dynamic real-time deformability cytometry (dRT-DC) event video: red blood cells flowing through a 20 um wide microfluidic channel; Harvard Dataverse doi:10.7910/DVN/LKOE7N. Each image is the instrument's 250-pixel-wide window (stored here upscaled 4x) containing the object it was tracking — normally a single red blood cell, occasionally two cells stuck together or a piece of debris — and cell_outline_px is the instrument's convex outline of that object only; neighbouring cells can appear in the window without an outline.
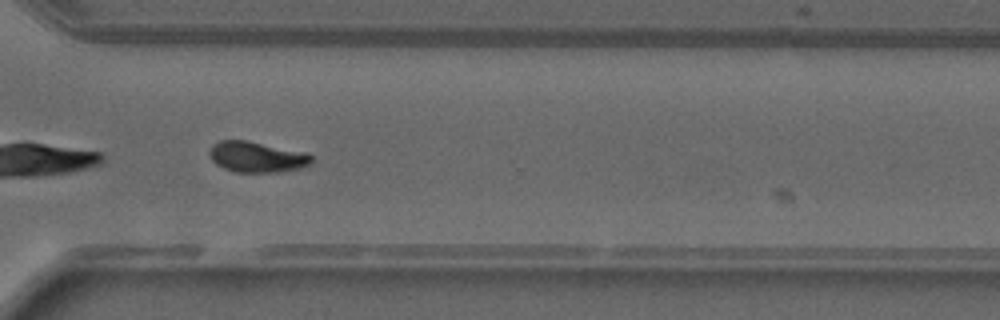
{"species": "common noctule bat (a hibernating species)", "species_latin": "Nyctalus noctula", "temperature_condition": "warm", "stored_images_in_passage": 41, "camera_frame_rate_fps": 3000, "um_per_image_px": 0.085, "animal": {"sex": "male", "forearm_length_mm": 52.5}, "frame": {"image": 1, "passage_image": 30, "time_ms": 9.667, "image_size_px": [1000, 320], "cell_outline_px": [[312, 160], [308, 164], [300, 168], [276, 172], [236, 172], [224, 168], [216, 164], [212, 160], [208, 152], [212, 144], [220, 140], [248, 140], [304, 152], [312, 156]], "centroid_in_image_um": [21.78, 13.33], "position_along_channel_um": 348.8, "area_um2": 18.21}}
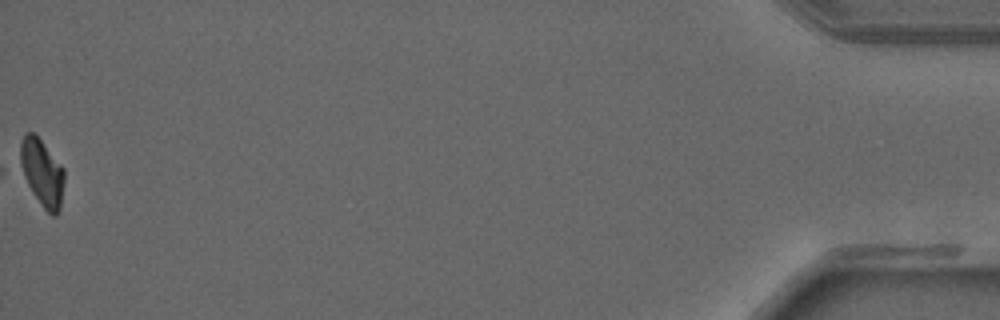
{"frame": {"image": 2, "passage_image": 41, "time_ms": 13.333, "image_size_px": [1000, 320], "cell_outline_px": [[64, 180], [60, 208], [56, 216], [52, 216], [44, 208], [32, 192], [24, 176], [20, 164], [20, 144], [24, 132], [32, 132], [40, 140], [64, 168]], "centroid_in_image_um": [3.57, 14.67], "position_along_channel_um": 431.6, "area_um2": 16.94}}